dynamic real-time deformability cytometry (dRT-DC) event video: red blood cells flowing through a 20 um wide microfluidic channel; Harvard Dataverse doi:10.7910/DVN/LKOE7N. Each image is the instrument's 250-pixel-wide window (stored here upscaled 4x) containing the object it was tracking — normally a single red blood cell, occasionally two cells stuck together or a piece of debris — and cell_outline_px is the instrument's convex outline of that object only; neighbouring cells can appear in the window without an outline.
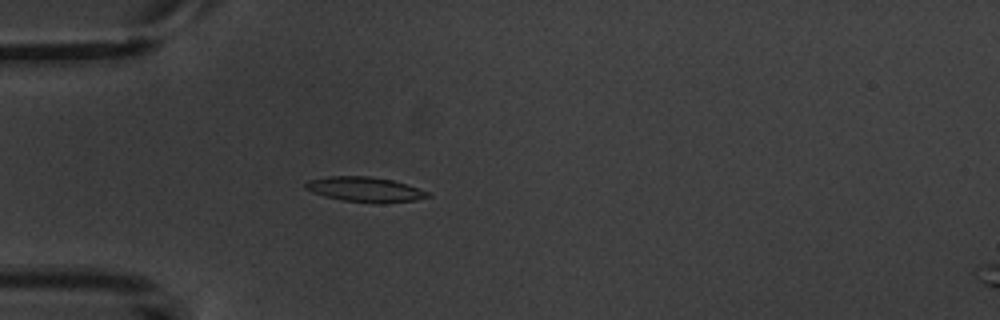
{"species": "common noctule bat (a hibernating species)", "species_latin": "Nyctalus noctula", "temperature_condition": "warm", "stored_images_in_passage": 3, "camera_frame_rate_fps": 3000, "um_per_image_px": 0.085, "animal": {"sex": "male", "body_mass_g": 20.1, "forearm_length_mm": 53.5}, "frame": {"image": 1, "passage_image": 3, "time_ms": 2.333, "image_size_px": [1000, 320], "cell_outline_px": [[432, 196], [416, 200], [384, 204], [376, 204], [344, 200], [324, 196], [312, 192], [304, 188], [304, 184], [308, 180], [328, 176], [368, 176], [392, 180], [428, 192]], "centroid_in_image_um": [31.0, 16.11], "position_along_channel_um": 54.0, "area_um2": 17.8}}